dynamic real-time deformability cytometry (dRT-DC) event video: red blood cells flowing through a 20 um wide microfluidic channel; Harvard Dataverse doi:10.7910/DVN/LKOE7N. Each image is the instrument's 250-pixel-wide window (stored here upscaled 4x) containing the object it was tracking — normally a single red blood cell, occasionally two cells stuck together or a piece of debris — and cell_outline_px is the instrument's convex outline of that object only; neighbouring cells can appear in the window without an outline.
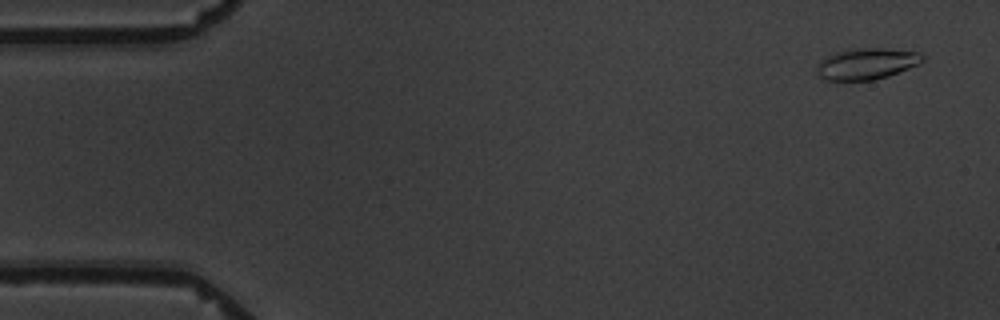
{"species": "common noctule bat (a hibernating species)", "species_latin": "Nyctalus noctula", "temperature_condition": "warm", "stored_images_in_passage": 3, "camera_frame_rate_fps": 3000, "um_per_image_px": 0.085, "animal": {"sex": "male", "body_mass_g": 19.5, "forearm_length_mm": 54.6}, "frame": {"image": 1, "passage_image": 1, "time_ms": 0.0, "image_size_px": [1000, 320], "cell_outline_px": [[924, 60], [920, 64], [888, 76], [872, 80], [824, 80], [816, 76], [816, 64], [820, 60], [836, 52], [848, 48], [884, 48], [920, 52], [924, 56]], "centroid_in_image_um": [73.64, 5.41], "position_along_channel_um": 11.4, "area_um2": 19.59}}